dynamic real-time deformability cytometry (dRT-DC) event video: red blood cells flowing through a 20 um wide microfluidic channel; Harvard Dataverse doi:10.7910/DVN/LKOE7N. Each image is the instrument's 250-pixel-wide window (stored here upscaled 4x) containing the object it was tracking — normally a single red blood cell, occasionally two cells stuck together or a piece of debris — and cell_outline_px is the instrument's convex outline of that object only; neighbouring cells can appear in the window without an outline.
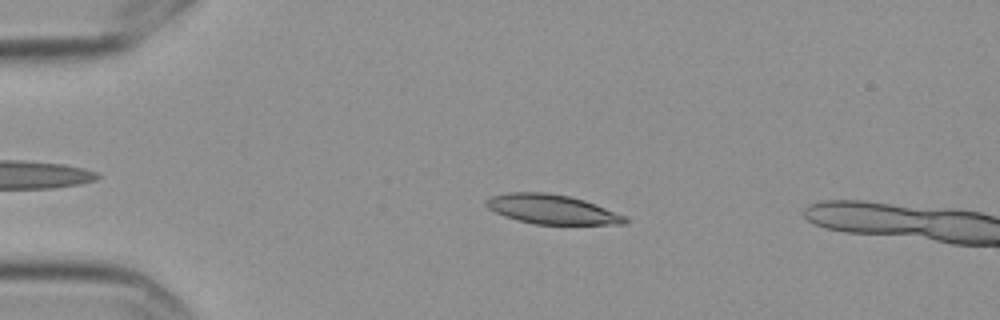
{"species": "Egyptian fruit bat (a non-hibernating species)", "species_latin": "Rousettus aegyptiacus", "temperature_condition": "cold", "stored_images_in_passage": 4, "camera_frame_rate_fps": 3000, "um_per_image_px": 0.085, "frame": {"image": 1, "passage_image": 3, "time_ms": 0.667, "image_size_px": [1000, 320], "cell_outline_px": [[628, 220], [624, 224], [536, 224], [504, 216], [488, 208], [484, 204], [484, 200], [492, 196], [508, 192], [544, 192], [568, 196], [584, 200], [596, 204], [628, 216]], "centroid_in_image_um": [46.92, 17.78], "position_along_channel_um": 38.1, "area_um2": 23.76}}